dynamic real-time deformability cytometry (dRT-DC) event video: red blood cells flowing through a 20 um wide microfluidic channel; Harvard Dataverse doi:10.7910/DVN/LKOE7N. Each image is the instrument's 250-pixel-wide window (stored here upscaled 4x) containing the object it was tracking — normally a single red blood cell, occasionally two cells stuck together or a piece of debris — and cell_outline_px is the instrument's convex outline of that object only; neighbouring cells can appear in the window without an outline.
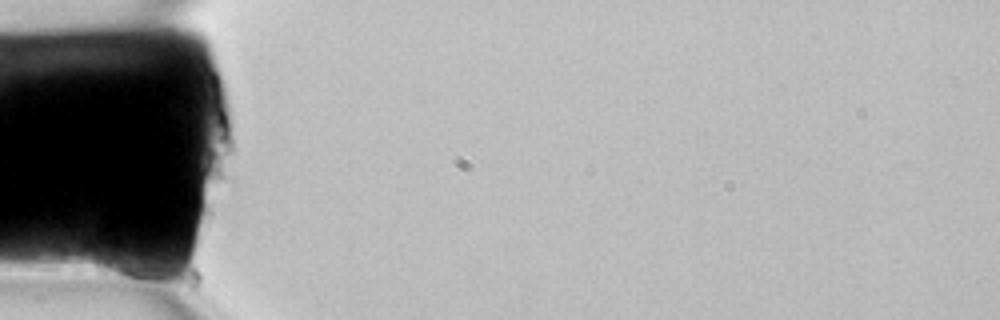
{"species": "common noctule bat (a hibernating species)", "species_latin": "Nyctalus noctula", "temperature_condition": "room temperature", "stored_images_in_passage": 2, "camera_frame_rate_fps": 3000, "um_per_image_px": 0.085, "animal": {"sex": "female", "body_mass_g": 22.7, "forearm_length_mm": 54.2}, "frame": {"image": 1, "passage_image": 1, "time_ms": 0.0, "image_size_px": [1000, 320], "cell_outline_px": [[160, 276], [136, 280], [96, 272], [92, 264], [92, 256], [96, 248], [100, 248], [140, 256]], "centroid_in_image_um": [10.35, 22.52], "position_along_channel_um": 74.7, "area_um2": 10.0}}